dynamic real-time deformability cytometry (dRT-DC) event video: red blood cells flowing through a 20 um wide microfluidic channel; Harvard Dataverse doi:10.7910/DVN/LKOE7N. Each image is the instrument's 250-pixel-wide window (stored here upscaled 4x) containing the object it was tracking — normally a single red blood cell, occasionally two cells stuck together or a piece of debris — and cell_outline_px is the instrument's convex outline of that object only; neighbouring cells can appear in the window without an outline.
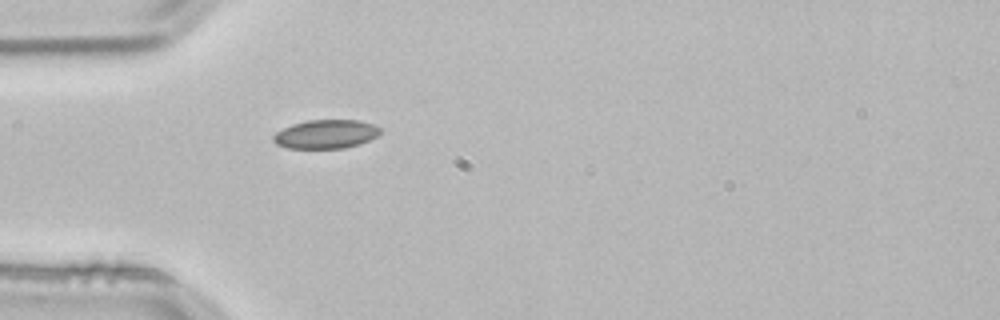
{"species": "common noctule bat (a hibernating species)", "species_latin": "Nyctalus noctula", "temperature_condition": "room temperature", "stored_images_in_passage": 31, "camera_frame_rate_fps": 3000, "um_per_image_px": 0.085, "animal": {"sex": "male", "body_mass_g": 21.5, "forearm_length_mm": 52.0}, "frame": {"image": 1, "passage_image": 1, "time_ms": 0.0, "image_size_px": [1000, 320], "cell_outline_px": [[380, 132], [376, 136], [360, 144], [344, 148], [288, 148], [276, 144], [272, 140], [272, 136], [276, 132], [292, 124], [308, 120], [360, 120], [372, 124], [380, 128]], "centroid_in_image_um": [27.67, 11.4], "position_along_channel_um": 57.3, "area_um2": 17.86}}
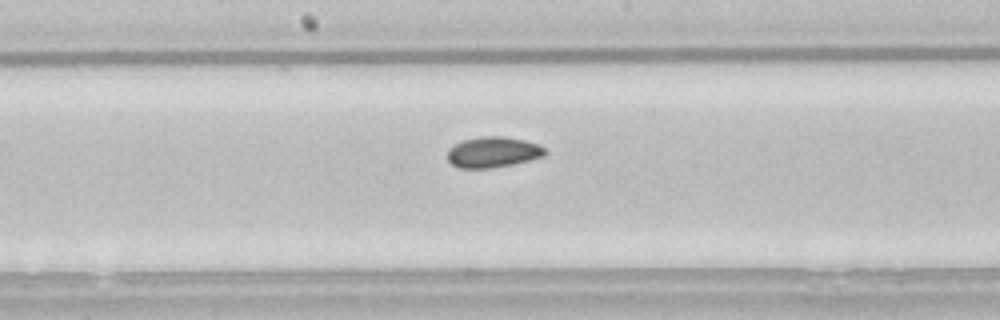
{"frame": {"image": 2, "passage_image": 13, "time_ms": 4.0, "image_size_px": [1000, 320], "cell_outline_px": [[548, 152], [544, 156], [512, 164], [492, 168], [460, 168], [452, 164], [448, 160], [448, 148], [464, 140], [480, 136], [504, 136], [524, 140], [540, 144]], "centroid_in_image_um": [41.92, 12.92], "position_along_channel_um": 206.3, "area_um2": 17.46}}
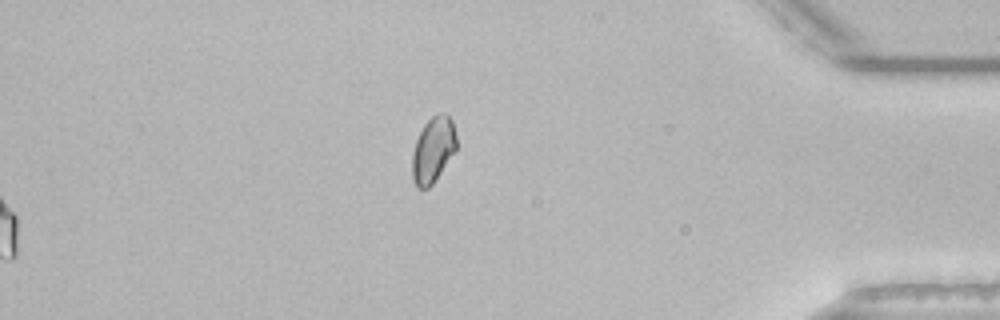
{"frame": {"image": 3, "passage_image": 31, "time_ms": 10.0, "image_size_px": [1000, 320], "cell_outline_px": [[456, 152], [432, 184], [428, 188], [416, 188], [412, 176], [412, 152], [416, 140], [424, 124], [432, 116], [440, 112], [444, 112], [452, 120], [456, 136]], "centroid_in_image_um": [36.81, 12.73], "position_along_channel_um": 398.4, "area_um2": 17.05}}